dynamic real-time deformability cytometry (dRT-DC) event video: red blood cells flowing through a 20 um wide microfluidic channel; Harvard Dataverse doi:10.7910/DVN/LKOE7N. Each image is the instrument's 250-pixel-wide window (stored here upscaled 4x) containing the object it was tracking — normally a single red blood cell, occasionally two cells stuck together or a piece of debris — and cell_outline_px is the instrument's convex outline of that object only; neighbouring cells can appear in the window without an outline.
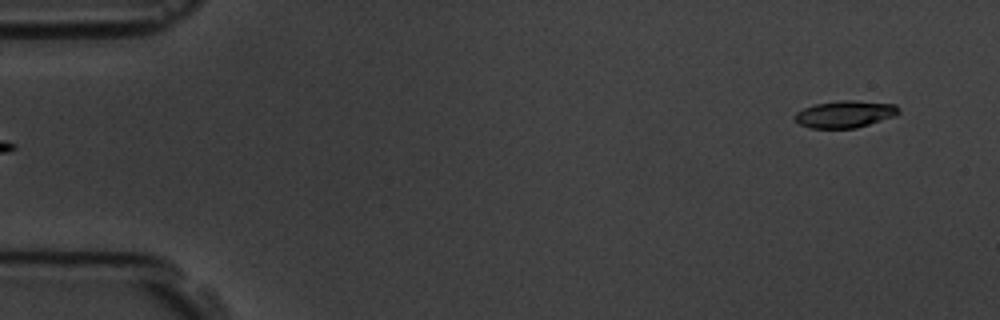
{"species": "common noctule bat (a hibernating species)", "species_latin": "Nyctalus noctula", "temperature_condition": "room temperature", "stored_images_in_passage": 5, "segment_of_instrument_passage": [2, 2], "camera_frame_rate_fps": 3000, "um_per_image_px": 0.085, "animal": {"sex": "male", "body_mass_g": 19.5, "forearm_length_mm": 54.6}, "frame": {"image": 1, "passage_image": 5, "time_ms": 5.333, "image_size_px": [1000, 320], "cell_outline_px": [[900, 112], [896, 116], [856, 128], [808, 128], [800, 124], [792, 116], [796, 112], [804, 108], [816, 104], [840, 100], [852, 100], [896, 104], [900, 108]], "centroid_in_image_um": [71.84, 9.7], "position_along_channel_um": 13.2, "area_um2": 16.47}}